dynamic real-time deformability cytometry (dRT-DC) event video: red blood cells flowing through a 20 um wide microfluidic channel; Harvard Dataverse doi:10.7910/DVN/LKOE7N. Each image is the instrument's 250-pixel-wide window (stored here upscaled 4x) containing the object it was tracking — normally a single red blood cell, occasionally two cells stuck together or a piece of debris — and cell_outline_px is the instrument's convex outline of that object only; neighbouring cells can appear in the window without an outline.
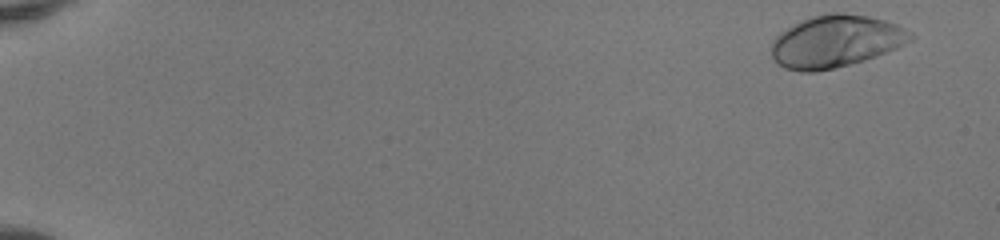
{"species": "human", "species_latin": "Homo sapiens", "temperature_condition": "room temperature", "stored_images_in_passage": 28, "camera_frame_rate_fps": 3000, "um_per_image_px": 0.085, "donor": {"sex": "female"}, "frame": {"image": 1, "passage_image": 2, "time_ms": 0.333, "image_size_px": [1000, 240], "cell_outline_px": [[916, 36], [912, 40], [896, 48], [876, 56], [864, 60], [816, 72], [800, 72], [784, 68], [772, 56], [772, 40], [780, 32], [812, 16], [832, 12], [844, 12], [868, 16], [884, 20], [896, 24], [912, 32]], "centroid_in_image_um": [71.06, 3.51], "position_along_channel_um": 13.9, "area_um2": 42.08}}
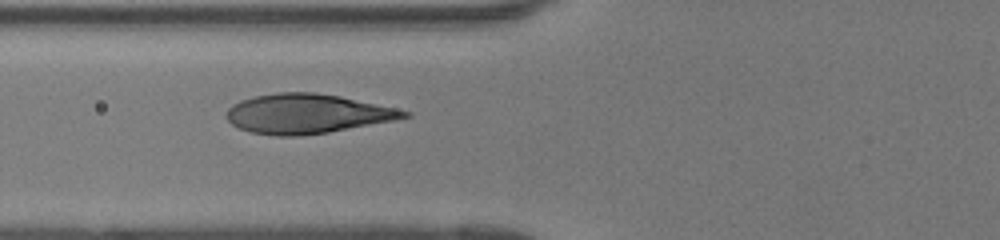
{"frame": {"image": 2, "passage_image": 21, "time_ms": 6.667, "image_size_px": [1000, 240], "cell_outline_px": [[412, 116], [396, 120], [328, 132], [300, 136], [276, 136], [252, 132], [240, 128], [232, 124], [224, 116], [228, 108], [232, 104], [240, 100], [256, 96], [276, 92], [316, 92], [340, 96], [396, 108], [412, 112]], "centroid_in_image_um": [26.1, 9.66], "position_along_channel_um": 99.7, "area_um2": 40.98}}
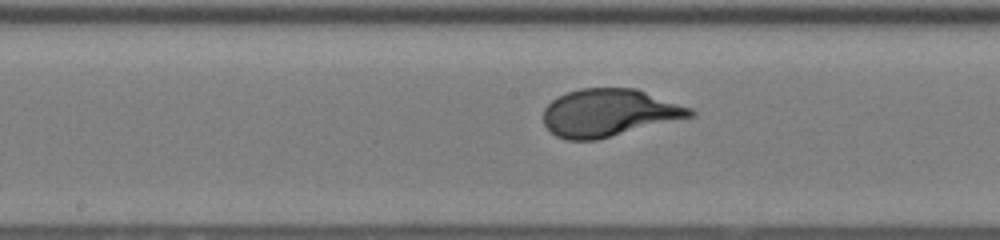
{"frame": {"image": 3, "passage_image": 28, "time_ms": 9.0, "image_size_px": [1000, 240], "cell_outline_px": [[696, 116], [596, 140], [568, 140], [556, 136], [544, 124], [544, 108], [552, 100], [568, 92], [580, 88], [636, 88], [692, 108], [696, 112]], "centroid_in_image_um": [51.8, 9.59], "position_along_channel_um": 196.4, "area_um2": 40.69}}